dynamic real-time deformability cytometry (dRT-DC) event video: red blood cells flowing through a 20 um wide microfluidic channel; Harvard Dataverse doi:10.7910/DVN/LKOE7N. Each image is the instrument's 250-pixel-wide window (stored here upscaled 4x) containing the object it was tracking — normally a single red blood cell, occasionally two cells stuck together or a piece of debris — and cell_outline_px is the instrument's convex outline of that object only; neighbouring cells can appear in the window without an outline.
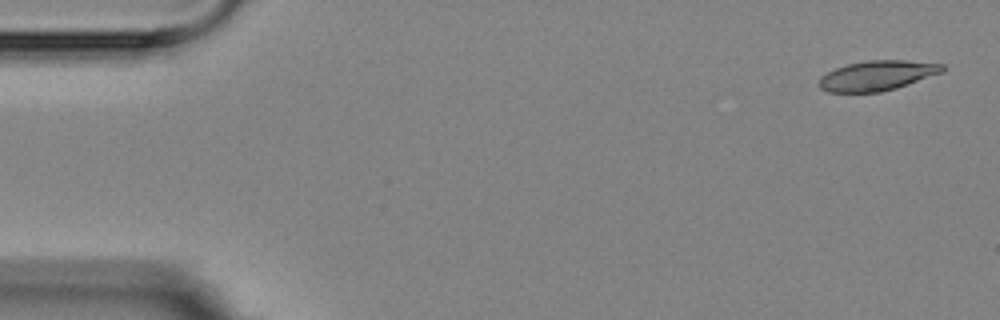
{"species": "Egyptian fruit bat (a non-hibernating species)", "species_latin": "Rousettus aegyptiacus", "temperature_condition": "room temperature", "stored_images_in_passage": 3, "camera_frame_rate_fps": 3000, "um_per_image_px": 0.085, "animal": {"sex": "female"}, "frame": {"image": 1, "passage_image": 1, "time_ms": 0.0, "image_size_px": [1000, 320], "cell_outline_px": [[948, 68], [944, 72], [896, 88], [880, 92], [828, 92], [820, 88], [816, 84], [820, 76], [836, 68], [848, 64], [864, 60], [904, 60], [944, 64]], "centroid_in_image_um": [74.57, 6.42], "position_along_channel_um": 10.4, "area_um2": 21.73}}